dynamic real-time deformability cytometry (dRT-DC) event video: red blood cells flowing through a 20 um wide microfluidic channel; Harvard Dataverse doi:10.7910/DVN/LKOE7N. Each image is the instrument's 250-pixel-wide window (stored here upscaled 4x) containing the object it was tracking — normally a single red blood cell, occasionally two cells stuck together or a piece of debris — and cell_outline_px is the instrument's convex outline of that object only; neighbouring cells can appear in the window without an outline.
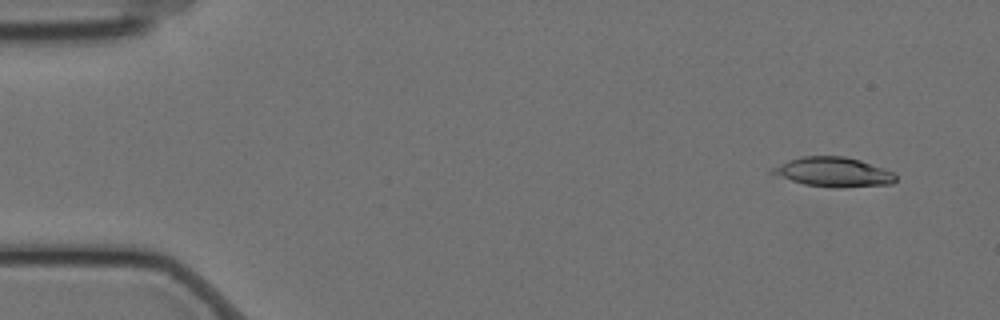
{"species": "Egyptian fruit bat (a non-hibernating species)", "species_latin": "Rousettus aegyptiacus", "temperature_condition": "cold", "stored_images_in_passage": 57, "camera_frame_rate_fps": 3000, "um_per_image_px": 0.085, "animal": {"sex": "female"}, "frame": {"image": 1, "passage_image": 4, "time_ms": 1.0, "image_size_px": [1000, 320], "cell_outline_px": [[896, 180], [892, 184], [840, 188], [832, 188], [804, 184], [768, 172], [768, 168], [788, 160], [800, 156], [844, 156], [860, 160], [896, 172]], "centroid_in_image_um": [70.84, 14.62], "position_along_channel_um": 14.2, "area_um2": 21.5}}
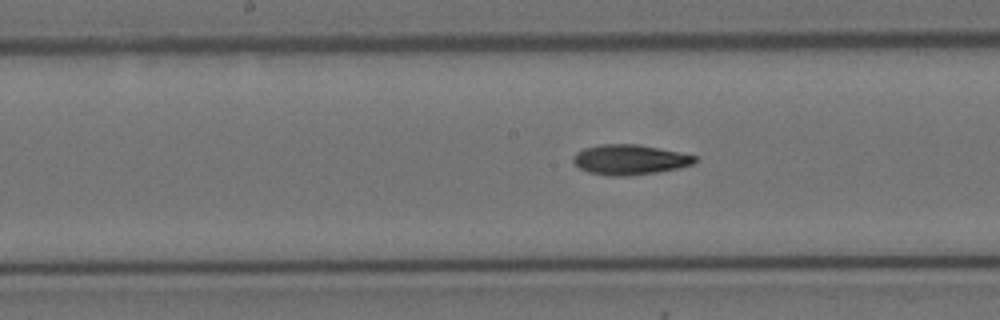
{"frame": {"image": 2, "passage_image": 29, "time_ms": 9.333, "image_size_px": [1000, 320], "cell_outline_px": [[696, 160], [692, 164], [680, 168], [656, 172], [628, 176], [608, 176], [588, 172], [580, 168], [572, 160], [572, 156], [576, 152], [584, 148], [600, 144], [640, 144], [680, 152], [696, 156]], "centroid_in_image_um": [53.51, 13.56], "position_along_channel_um": 194.7, "area_um2": 21.44}}
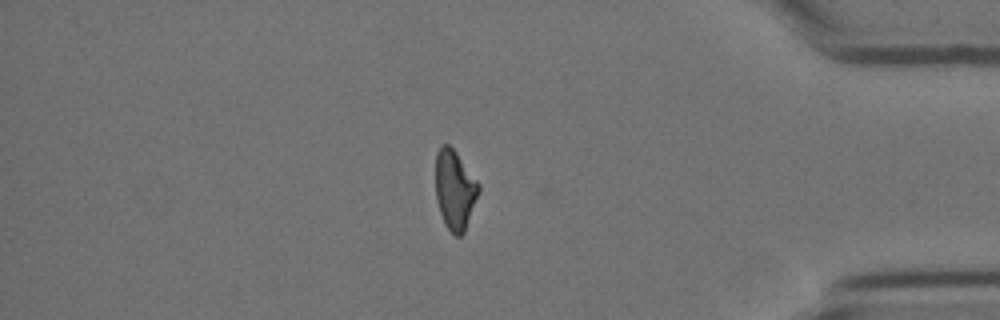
{"frame": {"image": 3, "passage_image": 49, "time_ms": 16.0, "image_size_px": [1000, 320], "cell_outline_px": [[480, 188], [464, 232], [460, 236], [456, 236], [444, 224], [436, 200], [436, 152], [440, 144], [448, 144], [456, 152], [480, 184]], "centroid_in_image_um": [38.64, 16.1], "position_along_channel_um": 396.6, "area_um2": 19.77}, "authors_computed_cell_mechanics": {"area_um2": 20.6924, "velocity_mm_per_s": 3.5089, "shape_relaxation_time_tau1_ms": 10.566, "shape_relaxation_time_tau2_ms": 9.964, "deformation_change_tau1": 0.2386, "deformation_change_tau2": 0.2061}}